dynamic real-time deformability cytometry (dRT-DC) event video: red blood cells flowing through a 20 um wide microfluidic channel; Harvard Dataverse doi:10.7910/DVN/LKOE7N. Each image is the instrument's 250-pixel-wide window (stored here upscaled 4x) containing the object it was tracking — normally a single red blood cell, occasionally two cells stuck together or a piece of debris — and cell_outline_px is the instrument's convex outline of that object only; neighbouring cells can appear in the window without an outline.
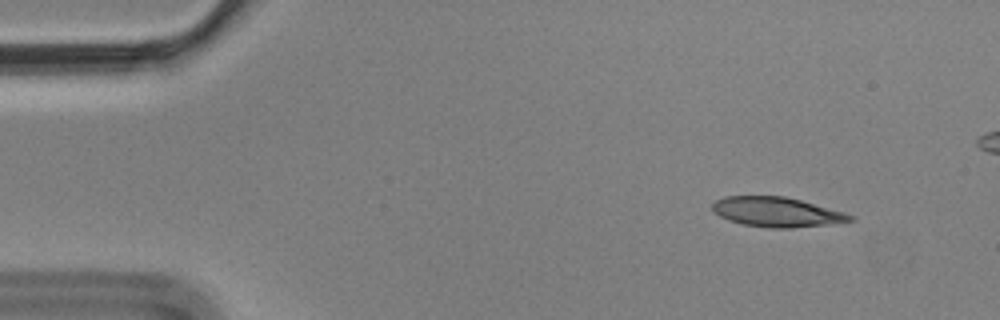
{"species": "Egyptian fruit bat (a non-hibernating species)", "species_latin": "Rousettus aegyptiacus", "temperature_condition": "cold", "stored_images_in_passage": 5, "camera_frame_rate_fps": 3000, "um_per_image_px": 0.085, "animal": {"sex": "male"}, "frame": {"image": 1, "passage_image": 1, "time_ms": 0.0, "image_size_px": [1000, 320], "cell_outline_px": [[856, 220], [792, 228], [768, 228], [744, 224], [728, 220], [712, 212], [712, 204], [716, 200], [724, 196], [784, 196], [800, 200], [844, 212], [856, 216]], "centroid_in_image_um": [66.0, 18.02], "position_along_channel_um": 19.0, "area_um2": 23.76}}